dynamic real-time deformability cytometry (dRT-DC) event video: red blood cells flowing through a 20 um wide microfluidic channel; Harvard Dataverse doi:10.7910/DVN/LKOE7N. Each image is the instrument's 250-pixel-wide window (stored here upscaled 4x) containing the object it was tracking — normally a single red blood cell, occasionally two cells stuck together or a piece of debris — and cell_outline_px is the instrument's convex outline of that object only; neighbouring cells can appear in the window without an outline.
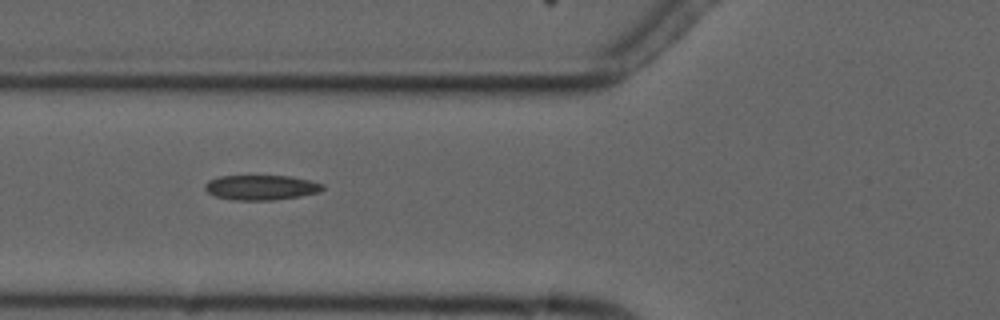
{"species": "common noctule bat (a hibernating species)", "species_latin": "Nyctalus noctula", "temperature_condition": "cold", "stored_images_in_passage": 10, "camera_frame_rate_fps": 3000, "um_per_image_px": 0.085, "animal": {"sex": "male", "forearm_length_mm": 52.5}, "frame": {"image": 1, "passage_image": 6, "time_ms": 5.667, "image_size_px": [1000, 320], "cell_outline_px": [[324, 188], [320, 192], [300, 196], [272, 200], [232, 200], [216, 196], [208, 192], [204, 188], [204, 184], [208, 180], [220, 176], [292, 176], [324, 184]], "centroid_in_image_um": [22.19, 15.93], "position_along_channel_um": 103.6, "area_um2": 17.11}}
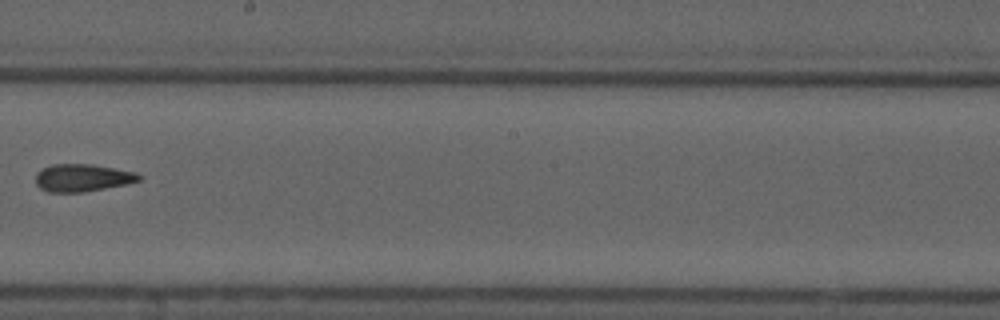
{"frame": {"image": 2, "passage_image": 9, "time_ms": 9.333, "image_size_px": [1000, 320], "cell_outline_px": [[144, 176], [140, 180], [124, 184], [84, 192], [48, 192], [40, 188], [36, 184], [36, 172], [52, 164], [92, 164], [136, 172]], "centroid_in_image_um": [7.0, 15.11], "position_along_channel_um": 241.2, "area_um2": 16.53}}
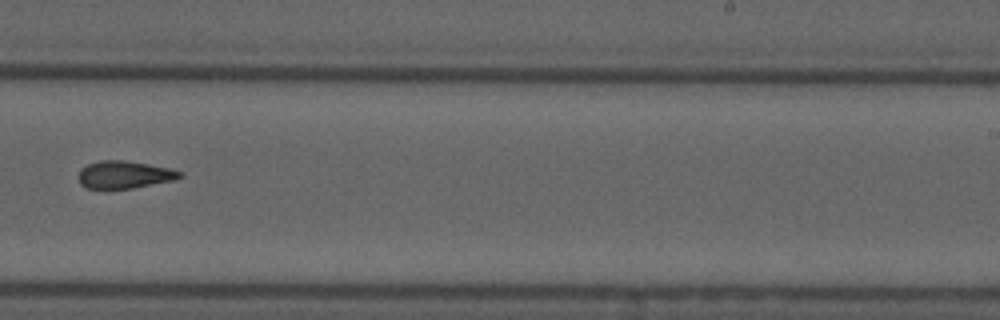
{"frame": {"image": 3, "passage_image": 10, "time_ms": 10.333, "image_size_px": [1000, 320], "cell_outline_px": [[184, 176], [176, 180], [132, 188], [88, 188], [80, 184], [76, 176], [80, 168], [88, 164], [100, 160], [124, 160], [148, 164], [168, 168], [180, 172]], "centroid_in_image_um": [10.53, 14.84], "position_along_channel_um": 278.5, "area_um2": 16.3}}